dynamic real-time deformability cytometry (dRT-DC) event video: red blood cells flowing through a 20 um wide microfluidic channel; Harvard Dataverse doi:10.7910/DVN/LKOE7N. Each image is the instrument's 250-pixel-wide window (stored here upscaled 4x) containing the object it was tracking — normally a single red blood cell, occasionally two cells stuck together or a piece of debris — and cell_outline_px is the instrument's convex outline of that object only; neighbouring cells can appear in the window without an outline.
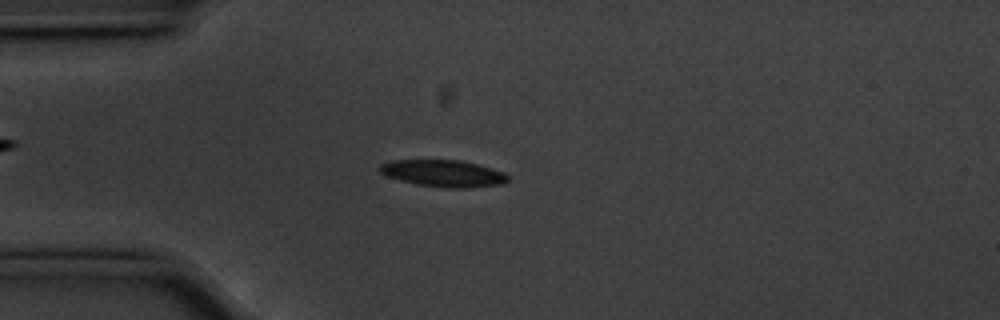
{"species": "common noctule bat (a hibernating species)", "species_latin": "Nyctalus noctula", "temperature_condition": "cold", "stored_images_in_passage": 56, "camera_frame_rate_fps": 3000, "um_per_image_px": 0.085, "animal": {"sex": "male", "body_mass_g": 20.1, "forearm_length_mm": 53.5}, "frame": {"image": 1, "passage_image": 14, "time_ms": 4.333, "image_size_px": [1000, 320], "cell_outline_px": [[508, 180], [504, 184], [468, 188], [448, 188], [416, 184], [400, 180], [388, 176], [380, 172], [380, 164], [392, 160], [460, 160], [492, 168], [504, 172], [508, 176]], "centroid_in_image_um": [37.71, 14.74], "position_along_channel_um": 47.3, "area_um2": 20.0}}
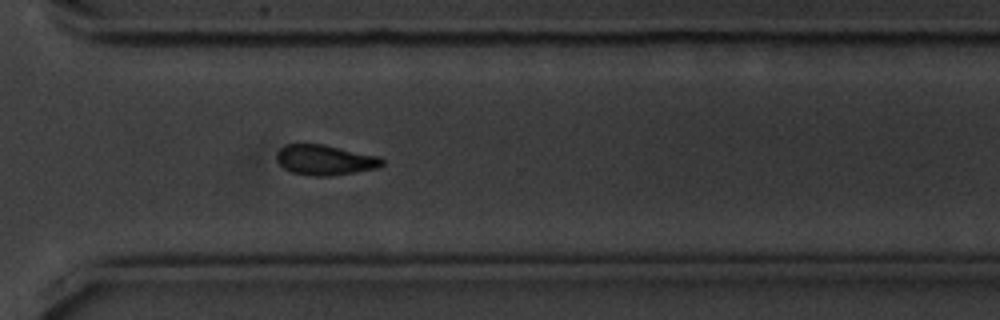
{"frame": {"image": 2, "passage_image": 40, "time_ms": 13.0, "image_size_px": [1000, 320], "cell_outline_px": [[384, 164], [380, 168], [328, 176], [312, 176], [292, 172], [284, 168], [276, 160], [276, 152], [284, 144], [324, 144], [380, 156], [384, 160]], "centroid_in_image_um": [27.64, 13.59], "position_along_channel_um": 343.0, "area_um2": 18.79}}
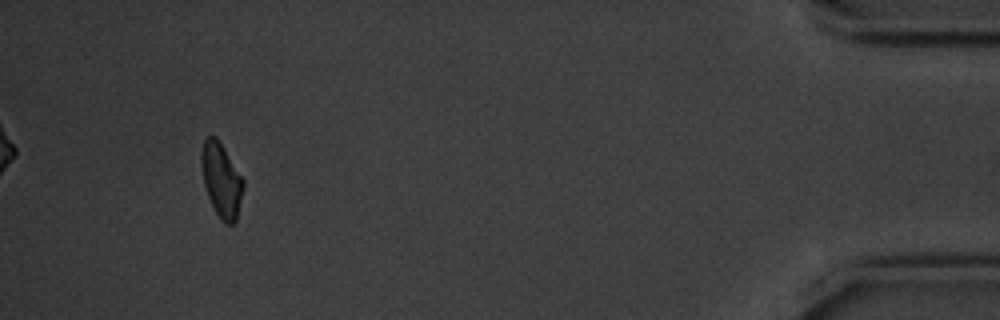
{"frame": {"image": 3, "passage_image": 52, "time_ms": 17.0, "image_size_px": [1000, 320], "cell_outline_px": [[244, 188], [236, 220], [232, 224], [224, 224], [220, 220], [208, 196], [204, 184], [200, 164], [200, 156], [204, 140], [208, 136], [216, 136], [224, 148], [244, 180]], "centroid_in_image_um": [18.81, 15.31], "position_along_channel_um": 416.4, "area_um2": 18.09}, "authors_computed_cell_mechanics": {"area_um2": 18.8428, "velocity_mm_per_s": 3.5616, "shape_relaxation_time_tau1_ms": 2.0021, "shape_relaxation_time_tau2_ms": 4.4183, "deformation_change_tau1": 0.096, "deformation_change_tau2": 0.1051}}